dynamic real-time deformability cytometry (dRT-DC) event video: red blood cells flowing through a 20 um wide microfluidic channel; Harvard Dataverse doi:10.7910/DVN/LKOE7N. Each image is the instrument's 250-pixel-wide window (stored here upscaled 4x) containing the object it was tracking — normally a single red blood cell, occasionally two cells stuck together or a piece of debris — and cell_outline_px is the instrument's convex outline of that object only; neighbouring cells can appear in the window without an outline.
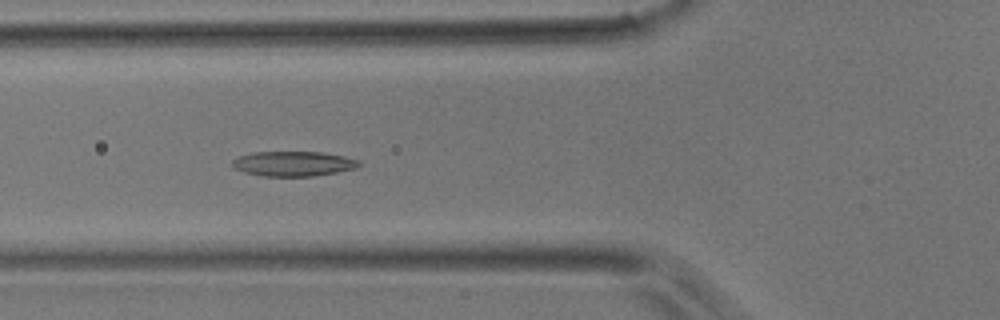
{"species": "common noctule bat (a hibernating species)", "species_latin": "Nyctalus noctula", "temperature_condition": "room temperature", "stored_images_in_passage": 47, "camera_frame_rate_fps": 3000, "um_per_image_px": 0.085, "animal": {"sex": "male", "body_mass_g": 17.9}, "frame": {"image": 1, "passage_image": 16, "time_ms": 5.0, "image_size_px": [1000, 320], "cell_outline_px": [[360, 164], [356, 168], [336, 172], [312, 176], [264, 176], [244, 172], [236, 168], [232, 164], [232, 160], [240, 156], [252, 152], [320, 152], [344, 156], [360, 160]], "centroid_in_image_um": [24.94, 13.91], "position_along_channel_um": 100.9, "area_um2": 18.21}}
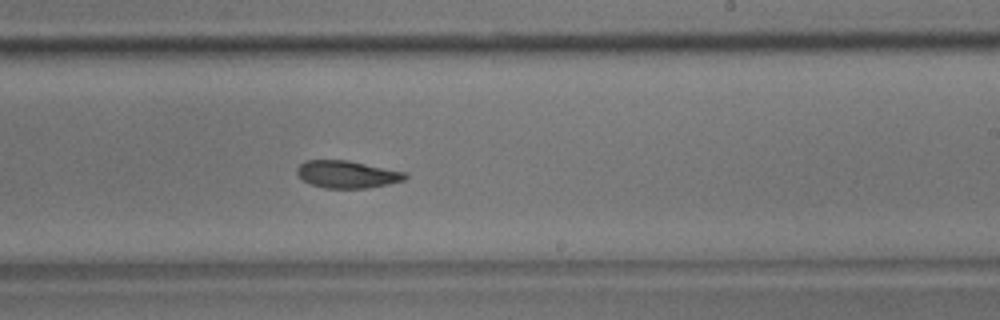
{"frame": {"image": 2, "passage_image": 28, "time_ms": 9.0, "image_size_px": [1000, 320], "cell_outline_px": [[408, 176], [404, 180], [388, 184], [368, 188], [324, 188], [312, 184], [304, 180], [296, 172], [296, 168], [304, 160], [348, 160], [408, 172]], "centroid_in_image_um": [29.54, 14.81], "position_along_channel_um": 259.5, "area_um2": 17.34}}
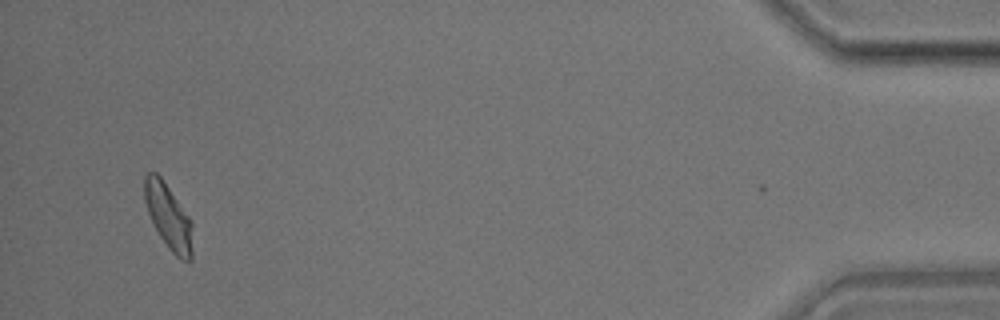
{"frame": {"image": 3, "passage_image": 46, "time_ms": 15.0, "image_size_px": [1000, 320], "cell_outline_px": [[192, 260], [184, 260], [176, 256], [168, 248], [160, 236], [148, 212], [144, 200], [144, 176], [148, 172], [156, 172], [160, 176], [188, 216], [192, 224]], "centroid_in_image_um": [14.31, 18.41], "position_along_channel_um": 420.9, "area_um2": 17.86}}